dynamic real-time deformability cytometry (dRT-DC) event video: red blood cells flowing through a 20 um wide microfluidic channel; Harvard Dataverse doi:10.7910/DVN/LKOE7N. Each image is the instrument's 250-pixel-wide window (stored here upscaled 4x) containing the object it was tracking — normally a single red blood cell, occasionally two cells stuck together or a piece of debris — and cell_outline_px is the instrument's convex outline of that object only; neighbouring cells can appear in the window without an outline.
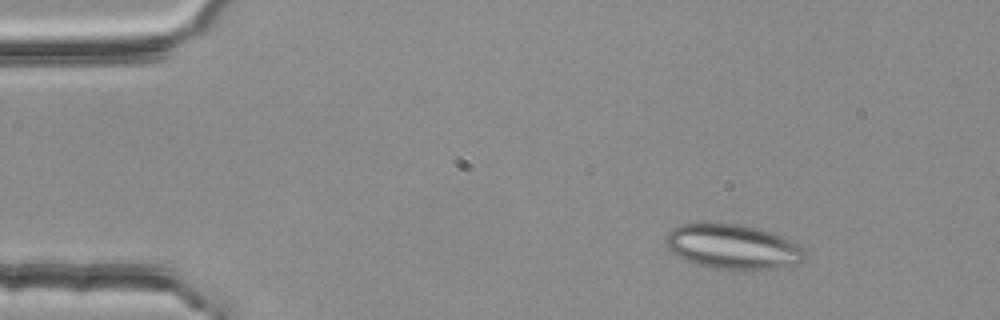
{"species": "common noctule bat (a hibernating species)", "species_latin": "Nyctalus noctula", "temperature_condition": "room temperature", "stored_images_in_passage": 2, "camera_frame_rate_fps": 3000, "um_per_image_px": 0.085, "animal": {"sex": "female", "body_mass_g": 25.1}, "frame": {"image": 1, "passage_image": 1, "time_ms": 0.0, "image_size_px": [1000, 320], "cell_outline_px": [[804, 260], [796, 264], [776, 268], [744, 272], [712, 268], [696, 264], [676, 256], [668, 248], [664, 240], [664, 236], [672, 228], [680, 224], [736, 224], [756, 228], [772, 232], [804, 248]], "centroid_in_image_um": [62.26, 21.01], "position_along_channel_um": 22.7, "area_um2": 36.53}}